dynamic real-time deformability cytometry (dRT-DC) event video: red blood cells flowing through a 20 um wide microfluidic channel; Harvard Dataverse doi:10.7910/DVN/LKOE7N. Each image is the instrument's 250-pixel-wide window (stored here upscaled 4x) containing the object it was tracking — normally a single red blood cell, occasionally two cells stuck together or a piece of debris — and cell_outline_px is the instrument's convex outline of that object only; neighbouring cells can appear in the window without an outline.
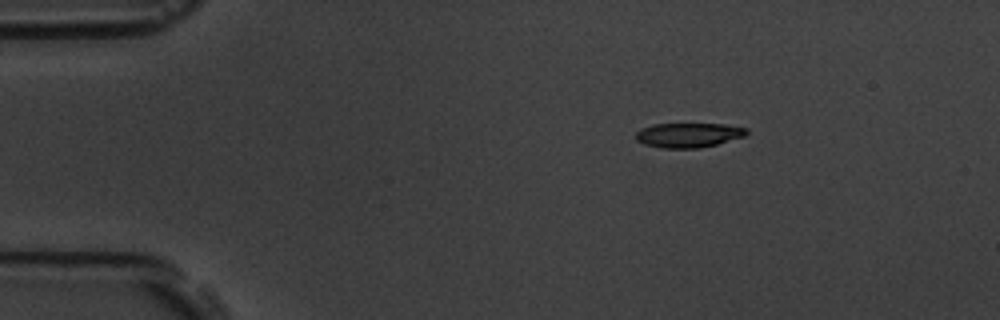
{"species": "common noctule bat (a hibernating species)", "species_latin": "Nyctalus noctula", "temperature_condition": "room temperature", "stored_images_in_passage": 6, "camera_frame_rate_fps": 3000, "um_per_image_px": 0.085, "animal": {"sex": "male", "body_mass_g": 19.5, "forearm_length_mm": 54.6}, "frame": {"image": 1, "passage_image": 2, "time_ms": 2.333, "image_size_px": [1000, 320], "cell_outline_px": [[748, 132], [744, 136], [716, 144], [700, 148], [664, 148], [644, 144], [636, 140], [636, 132], [640, 128], [652, 124], [724, 124], [748, 128]], "centroid_in_image_um": [58.5, 11.47], "position_along_channel_um": 26.5, "area_um2": 15.84}}
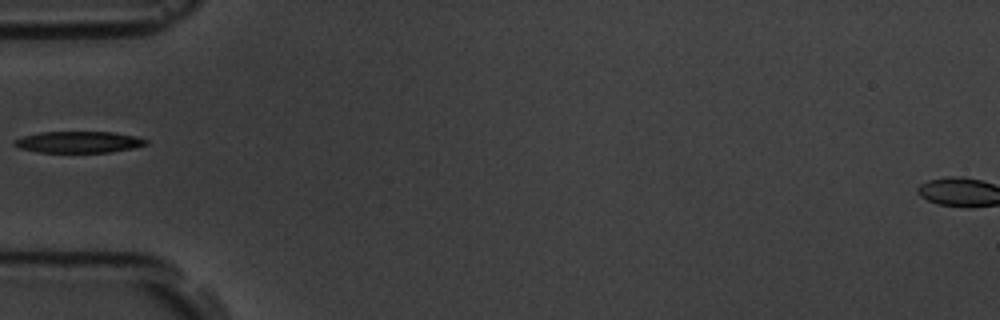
{"frame": {"image": 2, "passage_image": 5, "time_ms": 5.667, "image_size_px": [1000, 320], "cell_outline_px": [[148, 144], [132, 148], [108, 152], [36, 152], [20, 148], [12, 144], [12, 140], [24, 136], [40, 132], [112, 132], [136, 136], [148, 140]], "centroid_in_image_um": [6.66, 12.07], "position_along_channel_um": 78.3, "area_um2": 16.42}}
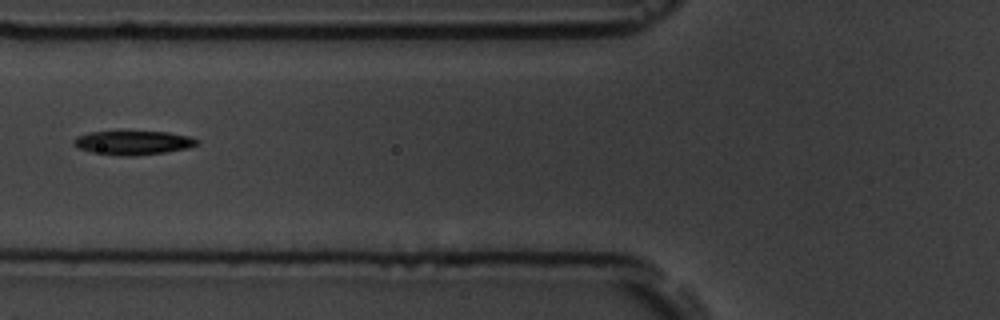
{"frame": {"image": 3, "passage_image": 6, "time_ms": 6.667, "image_size_px": [1000, 320], "cell_outline_px": [[200, 144], [188, 148], [164, 152], [136, 156], [120, 156], [92, 152], [76, 148], [72, 144], [72, 140], [76, 136], [92, 132], [168, 132], [192, 136], [200, 140]], "centroid_in_image_um": [11.33, 12.14], "position_along_channel_um": 114.5, "area_um2": 17.4}}